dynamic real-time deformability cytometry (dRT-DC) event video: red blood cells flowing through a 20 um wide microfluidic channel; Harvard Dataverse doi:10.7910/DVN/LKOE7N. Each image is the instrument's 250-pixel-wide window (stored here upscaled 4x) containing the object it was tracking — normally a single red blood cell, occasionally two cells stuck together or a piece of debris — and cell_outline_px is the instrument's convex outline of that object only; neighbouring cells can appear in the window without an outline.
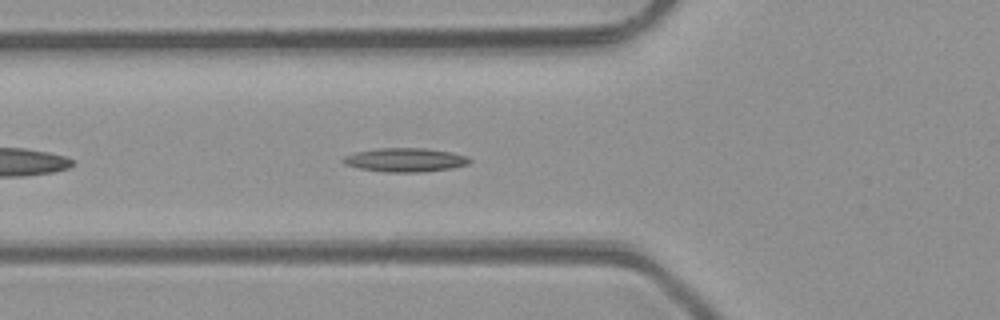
{"species": "common noctule bat (a hibernating species)", "species_latin": "Nyctalus noctula", "temperature_condition": "room temperature", "stored_images_in_passage": 38, "camera_frame_rate_fps": 3000, "um_per_image_px": 0.085, "animal": {"sex": "male", "body_mass_g": 23.1, "forearm_length_mm": 52.7}, "frame": {"image": 1, "passage_image": 6, "time_ms": 1.667, "image_size_px": [1000, 320], "cell_outline_px": [[472, 160], [468, 164], [452, 168], [420, 172], [388, 172], [360, 168], [344, 164], [340, 160], [344, 156], [356, 152], [376, 148], [428, 148], [452, 152], [468, 156]], "centroid_in_image_um": [34.46, 13.58], "position_along_channel_um": 91.3, "area_um2": 17.63}}
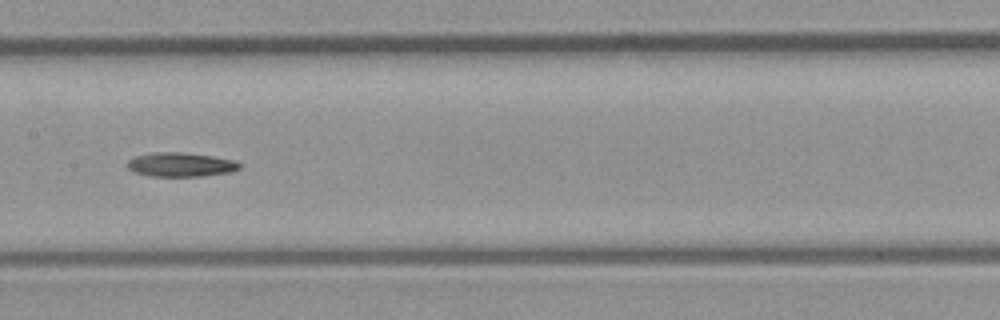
{"frame": {"image": 2, "passage_image": 13, "time_ms": 4.0, "image_size_px": [1000, 320], "cell_outline_px": [[240, 168], [228, 172], [200, 176], [152, 176], [136, 172], [128, 168], [128, 160], [136, 156], [156, 152], [180, 152], [212, 156], [232, 160], [240, 164]], "centroid_in_image_um": [15.34, 13.99], "position_along_channel_um": 192.1, "area_um2": 15.37}}
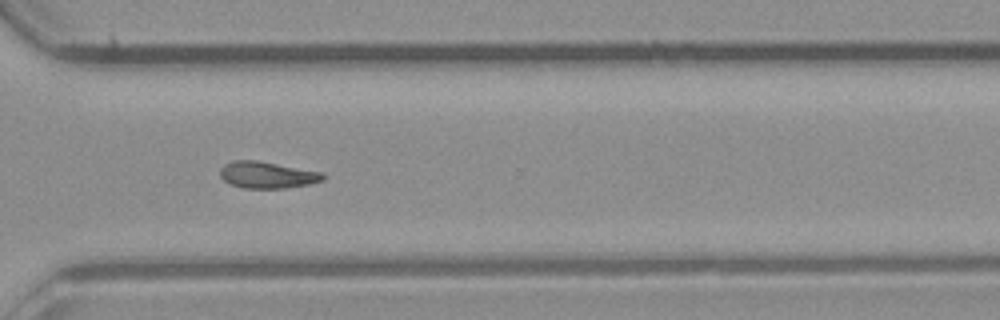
{"frame": {"image": 3, "passage_image": 24, "time_ms": 7.667, "image_size_px": [1000, 320], "cell_outline_px": [[324, 180], [308, 184], [284, 188], [244, 188], [232, 184], [224, 180], [220, 176], [220, 168], [224, 164], [232, 160], [256, 160], [320, 172], [324, 176]], "centroid_in_image_um": [22.66, 14.86], "position_along_channel_um": 347.9, "area_um2": 15.72}}